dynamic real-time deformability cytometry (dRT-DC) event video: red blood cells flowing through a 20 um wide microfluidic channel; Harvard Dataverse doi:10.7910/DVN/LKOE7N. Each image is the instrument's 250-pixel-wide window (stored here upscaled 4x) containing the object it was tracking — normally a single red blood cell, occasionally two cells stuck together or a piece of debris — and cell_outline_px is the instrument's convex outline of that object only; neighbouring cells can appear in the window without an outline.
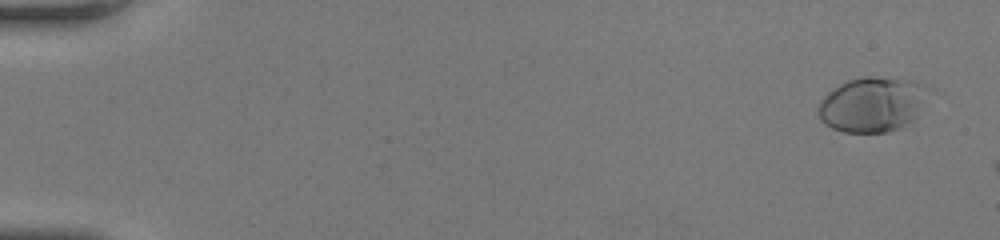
{"species": "human", "species_latin": "Homo sapiens", "temperature_condition": "room temperature", "stored_images_in_passage": 52, "camera_frame_rate_fps": 3000, "um_per_image_px": 0.085, "donor": {"sex": "female"}, "frame": {"image": 1, "passage_image": 3, "time_ms": 0.667, "image_size_px": [1000, 240], "cell_outline_px": [[916, 116], [912, 120], [900, 128], [888, 132], [844, 132], [832, 128], [824, 124], [820, 120], [816, 112], [816, 104], [828, 92], [840, 84], [848, 80], [864, 76], [872, 76], [912, 80], [916, 84]], "centroid_in_image_um": [73.87, 8.92], "position_along_channel_um": 11.1, "area_um2": 33.64}}
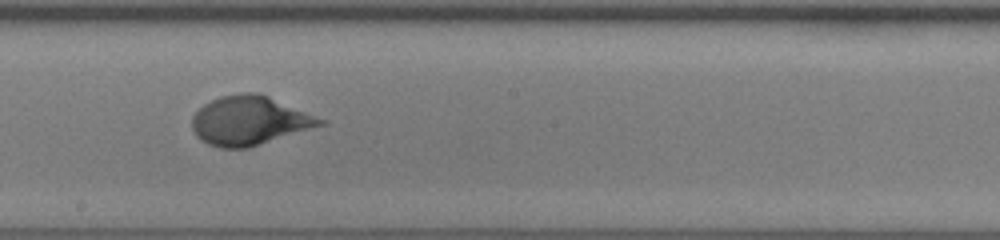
{"frame": {"image": 2, "passage_image": 31, "time_ms": 10.0, "image_size_px": [1000, 240], "cell_outline_px": [[328, 124], [248, 148], [220, 148], [208, 144], [200, 140], [196, 136], [192, 128], [192, 116], [204, 104], [220, 96], [240, 92], [256, 92], [268, 96], [328, 120]], "centroid_in_image_um": [21.24, 10.25], "position_along_channel_um": 227.0, "area_um2": 36.93}}
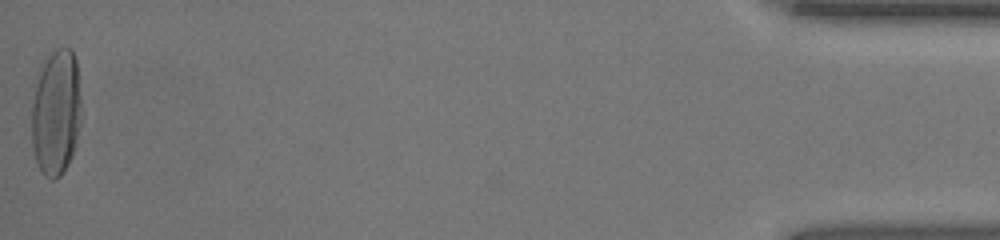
{"frame": {"image": 3, "passage_image": 52, "time_ms": 17.0, "image_size_px": [1000, 240], "cell_outline_px": [[84, 116], [72, 156], [68, 164], [60, 176], [56, 180], [52, 180], [44, 176], [40, 172], [36, 160], [32, 144], [32, 84], [40, 64], [56, 48], [72, 48], [76, 60]], "centroid_in_image_um": [4.78, 9.53], "position_along_channel_um": 430.4, "area_um2": 38.15}, "authors_computed_cell_mechanics": {"area_um2": 34.0731, "velocity_mm_per_s": 4.1899, "shape_relaxation_time_tau1_ms": 5.382, "shape_relaxation_time_tau2_ms": null, "deformation_change_tau1": 0.236, "deformation_change_tau2": null}}